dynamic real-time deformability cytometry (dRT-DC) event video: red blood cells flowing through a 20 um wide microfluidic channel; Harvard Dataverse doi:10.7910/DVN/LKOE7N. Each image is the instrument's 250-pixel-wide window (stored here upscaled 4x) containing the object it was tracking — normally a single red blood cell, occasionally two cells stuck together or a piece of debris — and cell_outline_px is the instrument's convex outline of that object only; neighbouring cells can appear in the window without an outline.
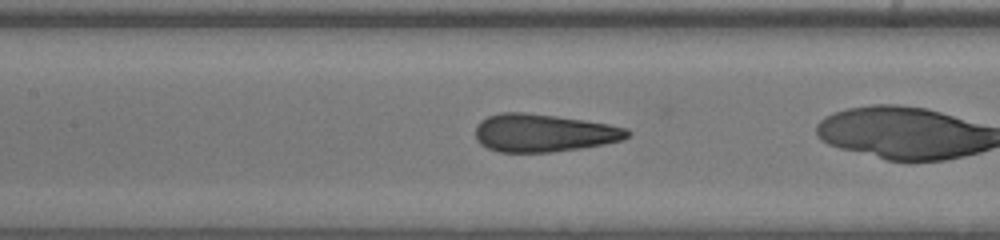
{"species": "human", "species_latin": "Homo sapiens", "temperature_condition": "warm", "stored_images_in_passage": 20, "segment_of_instrument_passage": [2, 2], "camera_frame_rate_fps": 3000, "um_per_image_px": 0.085, "donor": {"sex": "male"}, "frame": {"image": 1, "passage_image": 6, "time_ms": 1.667, "image_size_px": [1000, 240], "cell_outline_px": [[632, 132], [624, 140], [604, 144], [580, 148], [552, 152], [500, 152], [488, 148], [480, 144], [476, 140], [476, 124], [480, 120], [488, 116], [500, 112], [524, 112], [556, 116], [584, 120], [608, 124], [628, 128]], "centroid_in_image_um": [46.2, 11.29], "position_along_channel_um": 161.2, "area_um2": 33.7}}
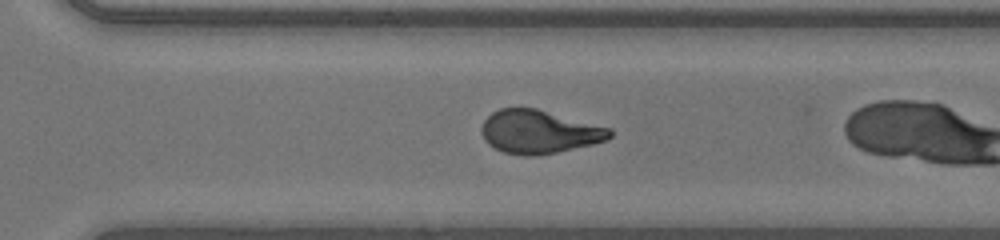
{"frame": {"image": 2, "passage_image": 17, "time_ms": 5.333, "image_size_px": [1000, 240], "cell_outline_px": [[612, 136], [608, 140], [592, 144], [556, 152], [536, 156], [524, 156], [504, 152], [488, 144], [484, 140], [480, 132], [480, 128], [484, 120], [492, 112], [500, 108], [536, 108], [612, 128]], "centroid_in_image_um": [45.81, 11.2], "position_along_channel_um": 324.8, "area_um2": 32.54}}